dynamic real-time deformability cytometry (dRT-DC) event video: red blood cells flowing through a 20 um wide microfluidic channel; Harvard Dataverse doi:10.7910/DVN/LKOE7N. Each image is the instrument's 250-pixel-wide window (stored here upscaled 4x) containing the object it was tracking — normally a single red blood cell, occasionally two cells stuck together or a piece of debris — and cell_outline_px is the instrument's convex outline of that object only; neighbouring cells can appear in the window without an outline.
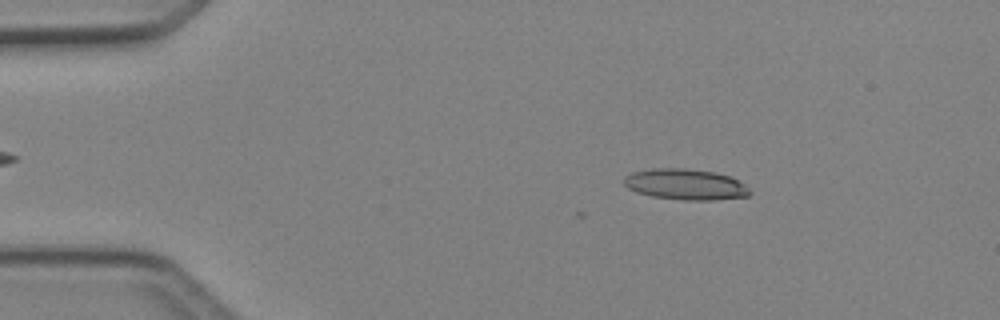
{"species": "Egyptian fruit bat (a non-hibernating species)", "species_latin": "Rousettus aegyptiacus", "temperature_condition": "cold", "stored_images_in_passage": 6, "camera_frame_rate_fps": 3000, "um_per_image_px": 0.085, "animal": {"sex": "female"}, "frame": {"image": 1, "passage_image": 6, "time_ms": 1.667, "image_size_px": [1000, 320], "cell_outline_px": [[752, 192], [748, 196], [712, 200], [684, 200], [652, 196], [636, 192], [628, 188], [624, 184], [624, 176], [632, 172], [652, 168], [684, 168], [716, 172], [728, 176], [744, 184]], "centroid_in_image_um": [58.24, 15.67], "position_along_channel_um": 26.8, "area_um2": 22.6}}